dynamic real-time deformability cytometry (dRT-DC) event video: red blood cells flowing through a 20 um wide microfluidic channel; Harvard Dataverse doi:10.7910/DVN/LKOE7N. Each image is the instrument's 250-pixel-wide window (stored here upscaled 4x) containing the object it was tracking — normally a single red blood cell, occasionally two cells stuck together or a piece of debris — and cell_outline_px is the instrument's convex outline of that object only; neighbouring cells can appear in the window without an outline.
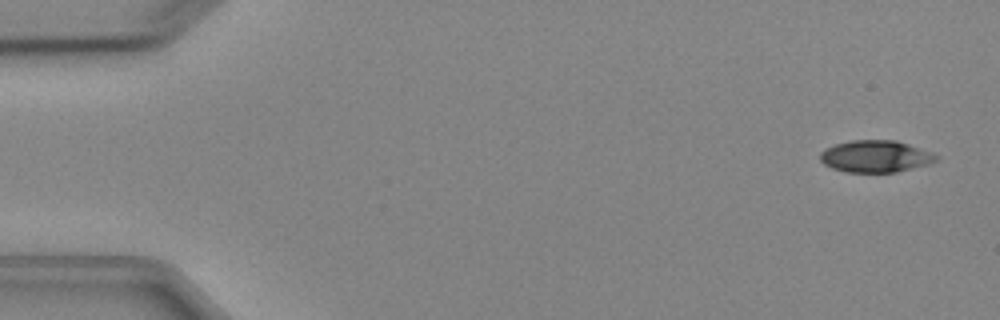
{"species": "Egyptian fruit bat (a non-hibernating species)", "species_latin": "Rousettus aegyptiacus", "temperature_condition": "cold", "stored_images_in_passage": 4, "camera_frame_rate_fps": 3000, "um_per_image_px": 0.085, "animal": {"sex": "female"}, "frame": {"image": 1, "passage_image": 1, "time_ms": 0.0, "image_size_px": [1000, 320], "cell_outline_px": [[940, 160], [928, 164], [896, 172], [844, 172], [832, 168], [824, 164], [820, 160], [820, 152], [824, 148], [836, 144], [852, 140], [896, 140], [932, 152], [940, 156]], "centroid_in_image_um": [74.43, 13.29], "position_along_channel_um": 10.6, "area_um2": 21.73}}
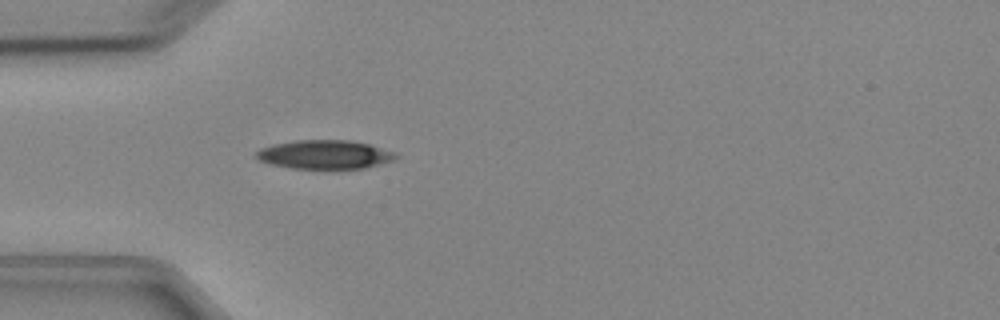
{"frame": {"image": 2, "passage_image": 4, "time_ms": 4.333, "image_size_px": [1000, 320], "cell_outline_px": [[400, 156], [392, 160], [364, 168], [292, 168], [272, 164], [260, 160], [256, 156], [256, 152], [260, 148], [272, 144], [296, 140], [352, 140], [368, 144], [396, 152]], "centroid_in_image_um": [27.61, 13.12], "position_along_channel_um": 57.4, "area_um2": 23.24}}